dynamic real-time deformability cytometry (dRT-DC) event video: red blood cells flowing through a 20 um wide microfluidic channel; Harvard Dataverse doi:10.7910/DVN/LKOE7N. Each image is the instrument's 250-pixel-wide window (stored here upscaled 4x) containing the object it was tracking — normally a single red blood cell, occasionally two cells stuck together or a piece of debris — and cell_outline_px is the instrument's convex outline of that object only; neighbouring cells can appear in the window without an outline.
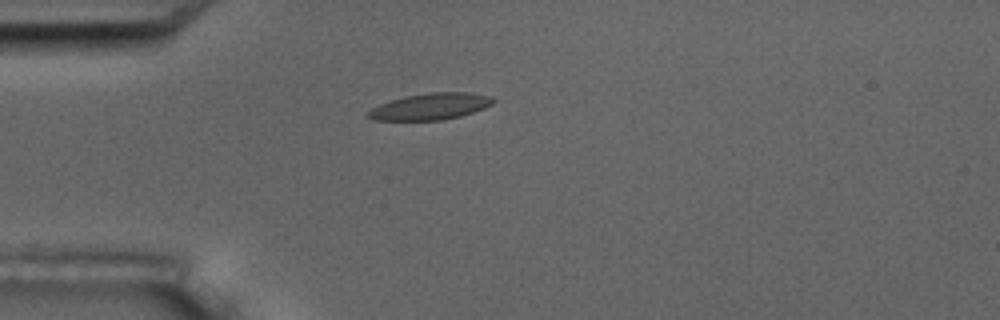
{"species": "common noctule bat (a hibernating species)", "species_latin": "Nyctalus noctula", "temperature_condition": "room temperature", "stored_images_in_passage": 9, "camera_frame_rate_fps": 3000, "um_per_image_px": 0.085, "animal": {"sex": "male", "body_mass_g": 17.5, "forearm_length_mm": 52.3}, "frame": {"image": 1, "passage_image": 2, "time_ms": 1.333, "image_size_px": [1000, 320], "cell_outline_px": [[496, 100], [492, 104], [484, 108], [460, 116], [440, 120], [372, 120], [364, 116], [372, 108], [380, 104], [404, 96], [428, 92], [468, 92], [492, 96]], "centroid_in_image_um": [36.58, 9.04], "position_along_channel_um": 48.4, "area_um2": 19.36}}
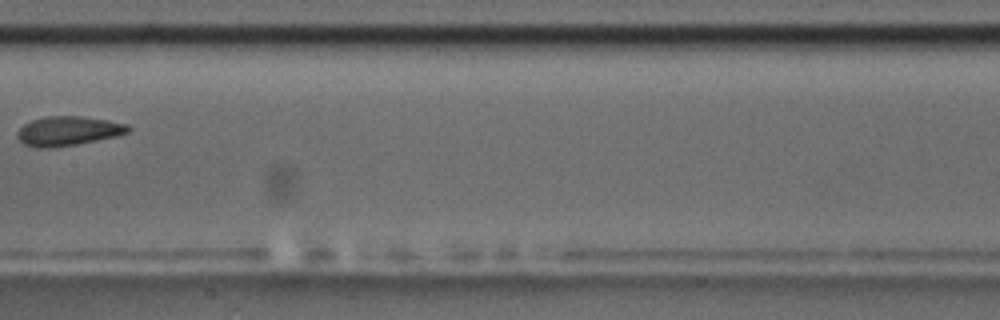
{"frame": {"image": 2, "passage_image": 6, "time_ms": 6.0, "image_size_px": [1000, 320], "cell_outline_px": [[132, 128], [128, 132], [120, 136], [76, 144], [52, 148], [36, 148], [24, 144], [16, 136], [16, 132], [24, 124], [32, 120], [48, 116], [80, 116], [108, 120], [128, 124]], "centroid_in_image_um": [5.81, 11.14], "position_along_channel_um": 201.6, "area_um2": 19.13}}
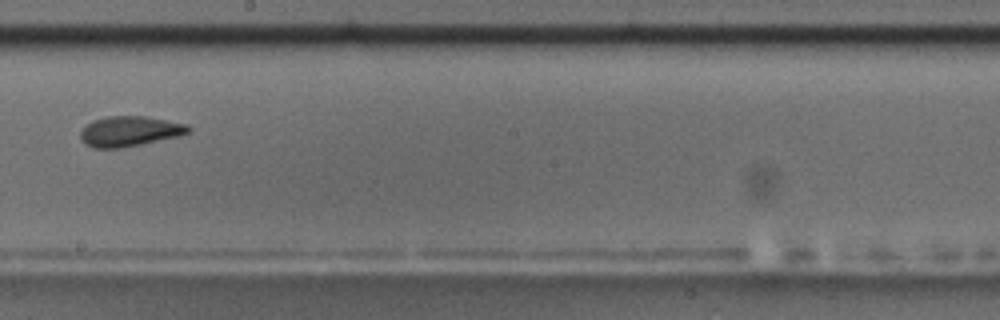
{"frame": {"image": 3, "passage_image": 7, "time_ms": 7.0, "image_size_px": [1000, 320], "cell_outline_px": [[192, 128], [188, 132], [180, 136], [120, 148], [92, 148], [84, 144], [80, 140], [80, 132], [92, 120], [108, 116], [144, 116], [188, 124]], "centroid_in_image_um": [11.0, 11.16], "position_along_channel_um": 237.2, "area_um2": 19.02}}